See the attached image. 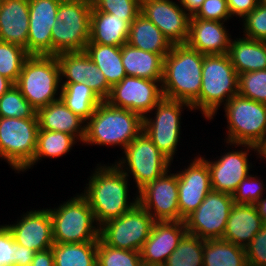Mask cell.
Masks as SVG:
<instances>
[{
	"mask_svg": "<svg viewBox=\"0 0 266 266\" xmlns=\"http://www.w3.org/2000/svg\"><path fill=\"white\" fill-rule=\"evenodd\" d=\"M238 95V74L228 54L204 55L202 86L199 97L191 104L209 122L233 96ZM197 110V111H196Z\"/></svg>",
	"mask_w": 266,
	"mask_h": 266,
	"instance_id": "277c9868",
	"label": "cell"
},
{
	"mask_svg": "<svg viewBox=\"0 0 266 266\" xmlns=\"http://www.w3.org/2000/svg\"><path fill=\"white\" fill-rule=\"evenodd\" d=\"M36 114L37 110L15 85L0 97V117L37 118Z\"/></svg>",
	"mask_w": 266,
	"mask_h": 266,
	"instance_id": "74e56055",
	"label": "cell"
},
{
	"mask_svg": "<svg viewBox=\"0 0 266 266\" xmlns=\"http://www.w3.org/2000/svg\"><path fill=\"white\" fill-rule=\"evenodd\" d=\"M30 266H54V254L52 249L36 252Z\"/></svg>",
	"mask_w": 266,
	"mask_h": 266,
	"instance_id": "f907efd6",
	"label": "cell"
},
{
	"mask_svg": "<svg viewBox=\"0 0 266 266\" xmlns=\"http://www.w3.org/2000/svg\"><path fill=\"white\" fill-rule=\"evenodd\" d=\"M98 163L80 193L88 200L100 227L132 209L138 203V192L131 199V180L114 163Z\"/></svg>",
	"mask_w": 266,
	"mask_h": 266,
	"instance_id": "6da1fadb",
	"label": "cell"
},
{
	"mask_svg": "<svg viewBox=\"0 0 266 266\" xmlns=\"http://www.w3.org/2000/svg\"><path fill=\"white\" fill-rule=\"evenodd\" d=\"M60 98L66 106L87 121L102 100L87 83H61Z\"/></svg>",
	"mask_w": 266,
	"mask_h": 266,
	"instance_id": "d6a6232c",
	"label": "cell"
},
{
	"mask_svg": "<svg viewBox=\"0 0 266 266\" xmlns=\"http://www.w3.org/2000/svg\"><path fill=\"white\" fill-rule=\"evenodd\" d=\"M5 225L19 245L36 252L50 249L54 244L52 220L47 207L30 209L20 214L16 221Z\"/></svg>",
	"mask_w": 266,
	"mask_h": 266,
	"instance_id": "d6986e66",
	"label": "cell"
},
{
	"mask_svg": "<svg viewBox=\"0 0 266 266\" xmlns=\"http://www.w3.org/2000/svg\"><path fill=\"white\" fill-rule=\"evenodd\" d=\"M92 5L101 12L123 17L129 24L140 14L141 0H91Z\"/></svg>",
	"mask_w": 266,
	"mask_h": 266,
	"instance_id": "b9f144b4",
	"label": "cell"
},
{
	"mask_svg": "<svg viewBox=\"0 0 266 266\" xmlns=\"http://www.w3.org/2000/svg\"><path fill=\"white\" fill-rule=\"evenodd\" d=\"M183 169L175 171L178 177V206L180 221L195 211L212 190L207 163L198 155Z\"/></svg>",
	"mask_w": 266,
	"mask_h": 266,
	"instance_id": "e0dca14e",
	"label": "cell"
},
{
	"mask_svg": "<svg viewBox=\"0 0 266 266\" xmlns=\"http://www.w3.org/2000/svg\"><path fill=\"white\" fill-rule=\"evenodd\" d=\"M60 68L61 83H86L90 74V57L85 51L55 55Z\"/></svg>",
	"mask_w": 266,
	"mask_h": 266,
	"instance_id": "e575fe53",
	"label": "cell"
},
{
	"mask_svg": "<svg viewBox=\"0 0 266 266\" xmlns=\"http://www.w3.org/2000/svg\"><path fill=\"white\" fill-rule=\"evenodd\" d=\"M28 32V0H1L0 41L19 45L27 52Z\"/></svg>",
	"mask_w": 266,
	"mask_h": 266,
	"instance_id": "603a6c76",
	"label": "cell"
},
{
	"mask_svg": "<svg viewBox=\"0 0 266 266\" xmlns=\"http://www.w3.org/2000/svg\"><path fill=\"white\" fill-rule=\"evenodd\" d=\"M91 0L61 1L51 29L52 55L82 52L89 43Z\"/></svg>",
	"mask_w": 266,
	"mask_h": 266,
	"instance_id": "52a82bcc",
	"label": "cell"
},
{
	"mask_svg": "<svg viewBox=\"0 0 266 266\" xmlns=\"http://www.w3.org/2000/svg\"><path fill=\"white\" fill-rule=\"evenodd\" d=\"M60 2L61 0H28L27 53L29 55H52L51 29L56 23Z\"/></svg>",
	"mask_w": 266,
	"mask_h": 266,
	"instance_id": "ffe728a7",
	"label": "cell"
},
{
	"mask_svg": "<svg viewBox=\"0 0 266 266\" xmlns=\"http://www.w3.org/2000/svg\"><path fill=\"white\" fill-rule=\"evenodd\" d=\"M243 37L255 39L258 41H266V5L258 3L242 20Z\"/></svg>",
	"mask_w": 266,
	"mask_h": 266,
	"instance_id": "7bdbcfd3",
	"label": "cell"
},
{
	"mask_svg": "<svg viewBox=\"0 0 266 266\" xmlns=\"http://www.w3.org/2000/svg\"><path fill=\"white\" fill-rule=\"evenodd\" d=\"M205 240L186 233L163 266H203Z\"/></svg>",
	"mask_w": 266,
	"mask_h": 266,
	"instance_id": "d590c367",
	"label": "cell"
},
{
	"mask_svg": "<svg viewBox=\"0 0 266 266\" xmlns=\"http://www.w3.org/2000/svg\"><path fill=\"white\" fill-rule=\"evenodd\" d=\"M38 131V118L0 117V160L20 174L33 161Z\"/></svg>",
	"mask_w": 266,
	"mask_h": 266,
	"instance_id": "8fae6325",
	"label": "cell"
},
{
	"mask_svg": "<svg viewBox=\"0 0 266 266\" xmlns=\"http://www.w3.org/2000/svg\"><path fill=\"white\" fill-rule=\"evenodd\" d=\"M14 85L36 110L60 99L62 85L56 56L29 55Z\"/></svg>",
	"mask_w": 266,
	"mask_h": 266,
	"instance_id": "5b68a950",
	"label": "cell"
},
{
	"mask_svg": "<svg viewBox=\"0 0 266 266\" xmlns=\"http://www.w3.org/2000/svg\"><path fill=\"white\" fill-rule=\"evenodd\" d=\"M238 94L266 104V69L239 74Z\"/></svg>",
	"mask_w": 266,
	"mask_h": 266,
	"instance_id": "ab89813d",
	"label": "cell"
},
{
	"mask_svg": "<svg viewBox=\"0 0 266 266\" xmlns=\"http://www.w3.org/2000/svg\"><path fill=\"white\" fill-rule=\"evenodd\" d=\"M162 80L126 76L111 87L105 100L112 106L128 109L144 117L162 100Z\"/></svg>",
	"mask_w": 266,
	"mask_h": 266,
	"instance_id": "9a60e30c",
	"label": "cell"
},
{
	"mask_svg": "<svg viewBox=\"0 0 266 266\" xmlns=\"http://www.w3.org/2000/svg\"><path fill=\"white\" fill-rule=\"evenodd\" d=\"M36 251L19 245L15 241V266H30Z\"/></svg>",
	"mask_w": 266,
	"mask_h": 266,
	"instance_id": "681fc988",
	"label": "cell"
},
{
	"mask_svg": "<svg viewBox=\"0 0 266 266\" xmlns=\"http://www.w3.org/2000/svg\"><path fill=\"white\" fill-rule=\"evenodd\" d=\"M0 266H15V240L5 224L0 225Z\"/></svg>",
	"mask_w": 266,
	"mask_h": 266,
	"instance_id": "bcb514c9",
	"label": "cell"
},
{
	"mask_svg": "<svg viewBox=\"0 0 266 266\" xmlns=\"http://www.w3.org/2000/svg\"><path fill=\"white\" fill-rule=\"evenodd\" d=\"M176 1L178 0H141L140 10L172 45L186 43L191 18Z\"/></svg>",
	"mask_w": 266,
	"mask_h": 266,
	"instance_id": "ac0fdd59",
	"label": "cell"
},
{
	"mask_svg": "<svg viewBox=\"0 0 266 266\" xmlns=\"http://www.w3.org/2000/svg\"><path fill=\"white\" fill-rule=\"evenodd\" d=\"M203 59L204 54L186 44L173 45L164 57L163 97L191 105L200 94Z\"/></svg>",
	"mask_w": 266,
	"mask_h": 266,
	"instance_id": "3957f363",
	"label": "cell"
},
{
	"mask_svg": "<svg viewBox=\"0 0 266 266\" xmlns=\"http://www.w3.org/2000/svg\"><path fill=\"white\" fill-rule=\"evenodd\" d=\"M113 162L129 179L133 178L136 192L162 176L173 163L162 154L148 135L142 131Z\"/></svg>",
	"mask_w": 266,
	"mask_h": 266,
	"instance_id": "ba28073f",
	"label": "cell"
},
{
	"mask_svg": "<svg viewBox=\"0 0 266 266\" xmlns=\"http://www.w3.org/2000/svg\"><path fill=\"white\" fill-rule=\"evenodd\" d=\"M186 233L184 221H155L140 250L141 260L163 266Z\"/></svg>",
	"mask_w": 266,
	"mask_h": 266,
	"instance_id": "44dd1931",
	"label": "cell"
},
{
	"mask_svg": "<svg viewBox=\"0 0 266 266\" xmlns=\"http://www.w3.org/2000/svg\"><path fill=\"white\" fill-rule=\"evenodd\" d=\"M188 109L193 112L190 104L163 97L152 111L143 117V131L172 163L182 138V113Z\"/></svg>",
	"mask_w": 266,
	"mask_h": 266,
	"instance_id": "30bf717a",
	"label": "cell"
},
{
	"mask_svg": "<svg viewBox=\"0 0 266 266\" xmlns=\"http://www.w3.org/2000/svg\"><path fill=\"white\" fill-rule=\"evenodd\" d=\"M247 266H266V226L245 247Z\"/></svg>",
	"mask_w": 266,
	"mask_h": 266,
	"instance_id": "f6af8a7d",
	"label": "cell"
},
{
	"mask_svg": "<svg viewBox=\"0 0 266 266\" xmlns=\"http://www.w3.org/2000/svg\"><path fill=\"white\" fill-rule=\"evenodd\" d=\"M227 54L238 75L266 69V41L235 36Z\"/></svg>",
	"mask_w": 266,
	"mask_h": 266,
	"instance_id": "4316f807",
	"label": "cell"
},
{
	"mask_svg": "<svg viewBox=\"0 0 266 266\" xmlns=\"http://www.w3.org/2000/svg\"><path fill=\"white\" fill-rule=\"evenodd\" d=\"M260 158L261 161L262 160L266 161V135L262 140V142L257 146V159L259 160Z\"/></svg>",
	"mask_w": 266,
	"mask_h": 266,
	"instance_id": "11a10c76",
	"label": "cell"
},
{
	"mask_svg": "<svg viewBox=\"0 0 266 266\" xmlns=\"http://www.w3.org/2000/svg\"><path fill=\"white\" fill-rule=\"evenodd\" d=\"M191 18L220 22H229L230 19L235 20L232 19L229 13L227 0H204L199 10Z\"/></svg>",
	"mask_w": 266,
	"mask_h": 266,
	"instance_id": "ee69618b",
	"label": "cell"
},
{
	"mask_svg": "<svg viewBox=\"0 0 266 266\" xmlns=\"http://www.w3.org/2000/svg\"><path fill=\"white\" fill-rule=\"evenodd\" d=\"M98 241L54 243V266H97Z\"/></svg>",
	"mask_w": 266,
	"mask_h": 266,
	"instance_id": "1f68e13d",
	"label": "cell"
},
{
	"mask_svg": "<svg viewBox=\"0 0 266 266\" xmlns=\"http://www.w3.org/2000/svg\"><path fill=\"white\" fill-rule=\"evenodd\" d=\"M172 171L170 168L138 191V203L155 221H180L178 177Z\"/></svg>",
	"mask_w": 266,
	"mask_h": 266,
	"instance_id": "2e32d148",
	"label": "cell"
},
{
	"mask_svg": "<svg viewBox=\"0 0 266 266\" xmlns=\"http://www.w3.org/2000/svg\"><path fill=\"white\" fill-rule=\"evenodd\" d=\"M257 174L250 173L239 183L232 195L234 203L254 205L262 196L266 195V183Z\"/></svg>",
	"mask_w": 266,
	"mask_h": 266,
	"instance_id": "60d3db41",
	"label": "cell"
},
{
	"mask_svg": "<svg viewBox=\"0 0 266 266\" xmlns=\"http://www.w3.org/2000/svg\"><path fill=\"white\" fill-rule=\"evenodd\" d=\"M140 262V251L114 248L98 239L97 266H138Z\"/></svg>",
	"mask_w": 266,
	"mask_h": 266,
	"instance_id": "f35d334b",
	"label": "cell"
},
{
	"mask_svg": "<svg viewBox=\"0 0 266 266\" xmlns=\"http://www.w3.org/2000/svg\"><path fill=\"white\" fill-rule=\"evenodd\" d=\"M127 43L143 51L160 54L163 58L173 46L161 30L141 13L130 24Z\"/></svg>",
	"mask_w": 266,
	"mask_h": 266,
	"instance_id": "f1b7e54d",
	"label": "cell"
},
{
	"mask_svg": "<svg viewBox=\"0 0 266 266\" xmlns=\"http://www.w3.org/2000/svg\"><path fill=\"white\" fill-rule=\"evenodd\" d=\"M77 142L79 143L73 135L65 132L39 130L33 161L22 173L29 171V169H33L34 165L43 161V158L58 159L69 154Z\"/></svg>",
	"mask_w": 266,
	"mask_h": 266,
	"instance_id": "f546056e",
	"label": "cell"
},
{
	"mask_svg": "<svg viewBox=\"0 0 266 266\" xmlns=\"http://www.w3.org/2000/svg\"><path fill=\"white\" fill-rule=\"evenodd\" d=\"M259 0H227V6L231 17L242 20L257 7Z\"/></svg>",
	"mask_w": 266,
	"mask_h": 266,
	"instance_id": "c3c4849f",
	"label": "cell"
},
{
	"mask_svg": "<svg viewBox=\"0 0 266 266\" xmlns=\"http://www.w3.org/2000/svg\"><path fill=\"white\" fill-rule=\"evenodd\" d=\"M86 83L102 101L108 98L111 86L108 84L102 71L97 68L91 59L89 80H86Z\"/></svg>",
	"mask_w": 266,
	"mask_h": 266,
	"instance_id": "7dc6e473",
	"label": "cell"
},
{
	"mask_svg": "<svg viewBox=\"0 0 266 266\" xmlns=\"http://www.w3.org/2000/svg\"><path fill=\"white\" fill-rule=\"evenodd\" d=\"M225 144L224 148L227 147V149L223 150L227 151L221 152L220 156L217 155L212 160L206 158V155H200L199 153L198 155L208 165L212 190L233 195L239 183L251 173L250 171L254 170L252 168L255 165L249 159H251L253 153H256L252 156L253 158L256 156L257 160V147L229 142Z\"/></svg>",
	"mask_w": 266,
	"mask_h": 266,
	"instance_id": "7c38bea8",
	"label": "cell"
},
{
	"mask_svg": "<svg viewBox=\"0 0 266 266\" xmlns=\"http://www.w3.org/2000/svg\"><path fill=\"white\" fill-rule=\"evenodd\" d=\"M130 24L123 17L92 7L89 43L122 47L127 43Z\"/></svg>",
	"mask_w": 266,
	"mask_h": 266,
	"instance_id": "484cf974",
	"label": "cell"
},
{
	"mask_svg": "<svg viewBox=\"0 0 266 266\" xmlns=\"http://www.w3.org/2000/svg\"><path fill=\"white\" fill-rule=\"evenodd\" d=\"M14 83L0 74V97L6 93Z\"/></svg>",
	"mask_w": 266,
	"mask_h": 266,
	"instance_id": "db71d44e",
	"label": "cell"
},
{
	"mask_svg": "<svg viewBox=\"0 0 266 266\" xmlns=\"http://www.w3.org/2000/svg\"><path fill=\"white\" fill-rule=\"evenodd\" d=\"M84 51L102 71L111 87L127 76L122 64L121 47L88 43Z\"/></svg>",
	"mask_w": 266,
	"mask_h": 266,
	"instance_id": "4dcf8cb0",
	"label": "cell"
},
{
	"mask_svg": "<svg viewBox=\"0 0 266 266\" xmlns=\"http://www.w3.org/2000/svg\"><path fill=\"white\" fill-rule=\"evenodd\" d=\"M39 130L60 131L73 135L80 144L85 137L86 121L73 113L60 99L37 110Z\"/></svg>",
	"mask_w": 266,
	"mask_h": 266,
	"instance_id": "d4e9b609",
	"label": "cell"
},
{
	"mask_svg": "<svg viewBox=\"0 0 266 266\" xmlns=\"http://www.w3.org/2000/svg\"><path fill=\"white\" fill-rule=\"evenodd\" d=\"M259 3L266 5V0H259Z\"/></svg>",
	"mask_w": 266,
	"mask_h": 266,
	"instance_id": "6f0895ef",
	"label": "cell"
},
{
	"mask_svg": "<svg viewBox=\"0 0 266 266\" xmlns=\"http://www.w3.org/2000/svg\"><path fill=\"white\" fill-rule=\"evenodd\" d=\"M233 204L232 195L211 190L184 219L187 233L203 240L222 239Z\"/></svg>",
	"mask_w": 266,
	"mask_h": 266,
	"instance_id": "5bb4252c",
	"label": "cell"
},
{
	"mask_svg": "<svg viewBox=\"0 0 266 266\" xmlns=\"http://www.w3.org/2000/svg\"><path fill=\"white\" fill-rule=\"evenodd\" d=\"M142 131L140 114L102 101L86 121L81 146L119 147L123 151Z\"/></svg>",
	"mask_w": 266,
	"mask_h": 266,
	"instance_id": "7a4b0ae2",
	"label": "cell"
},
{
	"mask_svg": "<svg viewBox=\"0 0 266 266\" xmlns=\"http://www.w3.org/2000/svg\"><path fill=\"white\" fill-rule=\"evenodd\" d=\"M138 266H161V265L151 264V263H147V262H144L141 260V262Z\"/></svg>",
	"mask_w": 266,
	"mask_h": 266,
	"instance_id": "9f6ffc18",
	"label": "cell"
},
{
	"mask_svg": "<svg viewBox=\"0 0 266 266\" xmlns=\"http://www.w3.org/2000/svg\"><path fill=\"white\" fill-rule=\"evenodd\" d=\"M263 226L255 205L234 203L222 240L245 248Z\"/></svg>",
	"mask_w": 266,
	"mask_h": 266,
	"instance_id": "cb8c5ba5",
	"label": "cell"
},
{
	"mask_svg": "<svg viewBox=\"0 0 266 266\" xmlns=\"http://www.w3.org/2000/svg\"><path fill=\"white\" fill-rule=\"evenodd\" d=\"M178 2L190 16H193L199 10L204 0H178Z\"/></svg>",
	"mask_w": 266,
	"mask_h": 266,
	"instance_id": "816d5d0a",
	"label": "cell"
},
{
	"mask_svg": "<svg viewBox=\"0 0 266 266\" xmlns=\"http://www.w3.org/2000/svg\"><path fill=\"white\" fill-rule=\"evenodd\" d=\"M254 205L263 221V225L266 226V196H262Z\"/></svg>",
	"mask_w": 266,
	"mask_h": 266,
	"instance_id": "f5cc1de1",
	"label": "cell"
},
{
	"mask_svg": "<svg viewBox=\"0 0 266 266\" xmlns=\"http://www.w3.org/2000/svg\"><path fill=\"white\" fill-rule=\"evenodd\" d=\"M225 23L227 22L190 18L185 44L204 55L227 54L232 35Z\"/></svg>",
	"mask_w": 266,
	"mask_h": 266,
	"instance_id": "7402d4cb",
	"label": "cell"
},
{
	"mask_svg": "<svg viewBox=\"0 0 266 266\" xmlns=\"http://www.w3.org/2000/svg\"><path fill=\"white\" fill-rule=\"evenodd\" d=\"M203 266H247L245 248L222 239L205 240Z\"/></svg>",
	"mask_w": 266,
	"mask_h": 266,
	"instance_id": "836d02e7",
	"label": "cell"
},
{
	"mask_svg": "<svg viewBox=\"0 0 266 266\" xmlns=\"http://www.w3.org/2000/svg\"><path fill=\"white\" fill-rule=\"evenodd\" d=\"M28 56L23 47L0 41V74L15 84Z\"/></svg>",
	"mask_w": 266,
	"mask_h": 266,
	"instance_id": "8d00e7d4",
	"label": "cell"
},
{
	"mask_svg": "<svg viewBox=\"0 0 266 266\" xmlns=\"http://www.w3.org/2000/svg\"><path fill=\"white\" fill-rule=\"evenodd\" d=\"M121 59L127 76L163 79L164 58L160 54L143 51L126 43L121 47Z\"/></svg>",
	"mask_w": 266,
	"mask_h": 266,
	"instance_id": "83f0119b",
	"label": "cell"
},
{
	"mask_svg": "<svg viewBox=\"0 0 266 266\" xmlns=\"http://www.w3.org/2000/svg\"><path fill=\"white\" fill-rule=\"evenodd\" d=\"M223 107L227 126L225 142L257 147L266 135V104L238 95Z\"/></svg>",
	"mask_w": 266,
	"mask_h": 266,
	"instance_id": "9c48e42d",
	"label": "cell"
},
{
	"mask_svg": "<svg viewBox=\"0 0 266 266\" xmlns=\"http://www.w3.org/2000/svg\"><path fill=\"white\" fill-rule=\"evenodd\" d=\"M53 208L49 207L54 243H82L98 241L97 225L88 200L81 194H73Z\"/></svg>",
	"mask_w": 266,
	"mask_h": 266,
	"instance_id": "8992f818",
	"label": "cell"
},
{
	"mask_svg": "<svg viewBox=\"0 0 266 266\" xmlns=\"http://www.w3.org/2000/svg\"><path fill=\"white\" fill-rule=\"evenodd\" d=\"M154 223L153 217L137 203L119 218L101 225L99 238L114 248L140 251L149 238Z\"/></svg>",
	"mask_w": 266,
	"mask_h": 266,
	"instance_id": "4fadbf2b",
	"label": "cell"
}]
</instances>
